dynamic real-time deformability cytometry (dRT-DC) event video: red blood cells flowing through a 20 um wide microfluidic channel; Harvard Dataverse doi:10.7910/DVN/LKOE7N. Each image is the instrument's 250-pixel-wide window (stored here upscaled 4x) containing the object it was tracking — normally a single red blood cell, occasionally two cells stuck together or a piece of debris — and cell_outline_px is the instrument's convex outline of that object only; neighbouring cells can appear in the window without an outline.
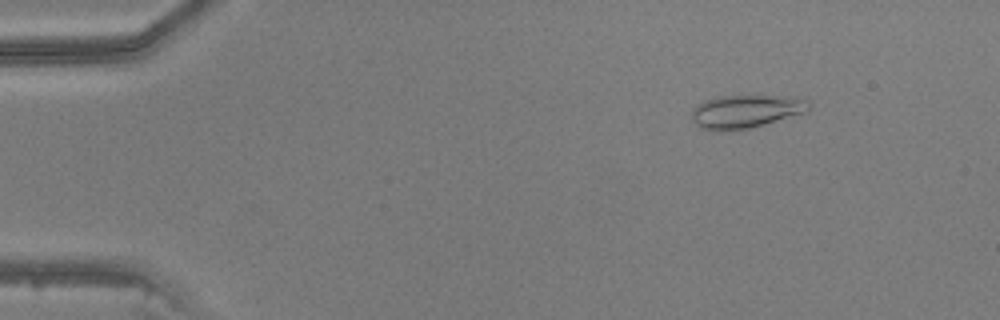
{"species": "common noctule bat (a hibernating species)", "species_latin": "Nyctalus noctula", "temperature_condition": "warm", "stored_images_in_passage": 48, "camera_frame_rate_fps": 3000, "um_per_image_px": 0.085, "animal": {"sex": "male", "body_mass_g": 20.5, "forearm_length_mm": 52.5}, "frame": {"image": 1, "passage_image": 7, "time_ms": 2.0, "image_size_px": [1000, 320], "cell_outline_px": [[808, 112], [764, 124], [748, 128], [712, 132], [700, 128], [692, 120], [692, 108], [696, 104], [704, 100], [716, 96], [772, 96], [808, 100]], "centroid_in_image_um": [63.29, 9.48], "position_along_channel_um": 21.7, "area_um2": 22.54}}
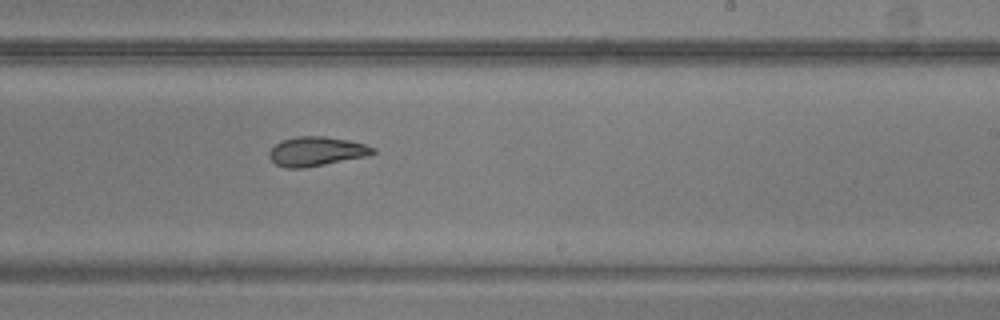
{"frame": {"image": 2, "passage_image": 30, "time_ms": 9.667, "image_size_px": [1000, 320], "cell_outline_px": [[376, 152], [368, 156], [304, 168], [288, 168], [276, 164], [268, 156], [268, 152], [280, 140], [296, 136], [324, 136], [348, 140], [364, 144], [376, 148]], "centroid_in_image_um": [26.89, 12.86], "position_along_channel_um": 262.1, "area_um2": 17.74}}
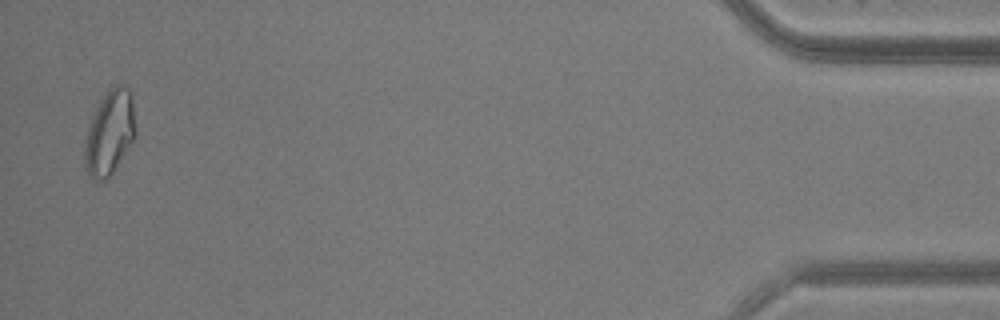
{"frame": {"image": 3, "passage_image": 47, "time_ms": 15.333, "image_size_px": [1000, 320], "cell_outline_px": [[136, 136], [112, 172], [104, 180], [100, 180], [88, 176], [84, 168], [84, 148], [88, 128], [92, 116], [100, 100], [116, 84], [120, 84], [128, 88], [132, 92], [136, 128]], "centroid_in_image_um": [9.33, 11.27], "position_along_channel_um": 425.9, "area_um2": 24.91}}